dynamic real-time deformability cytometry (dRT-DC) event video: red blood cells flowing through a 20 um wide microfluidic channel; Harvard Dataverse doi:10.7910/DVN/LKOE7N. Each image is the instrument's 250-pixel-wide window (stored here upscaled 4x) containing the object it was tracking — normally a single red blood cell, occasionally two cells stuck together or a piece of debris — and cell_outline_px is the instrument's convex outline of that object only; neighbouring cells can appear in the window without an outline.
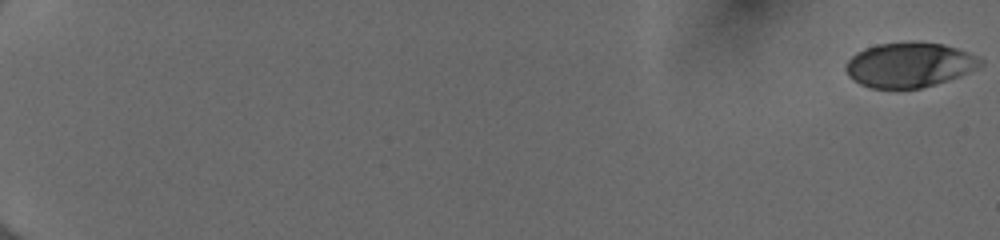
{"species": "human", "species_latin": "Homo sapiens", "temperature_condition": "cold", "stored_images_in_passage": 55, "camera_frame_rate_fps": 3000, "um_per_image_px": 0.085, "donor": {"sex": "female"}, "frame": {"image": 1, "passage_image": 1, "time_ms": 0.0, "image_size_px": [1000, 240], "cell_outline_px": [[984, 64], [980, 68], [960, 76], [936, 84], [920, 88], [872, 88], [860, 84], [852, 80], [848, 76], [844, 68], [844, 64], [856, 52], [864, 48], [876, 44], [944, 44], [980, 56], [984, 60]], "centroid_in_image_um": [77.31, 5.54], "position_along_channel_um": 7.7, "area_um2": 34.97}}
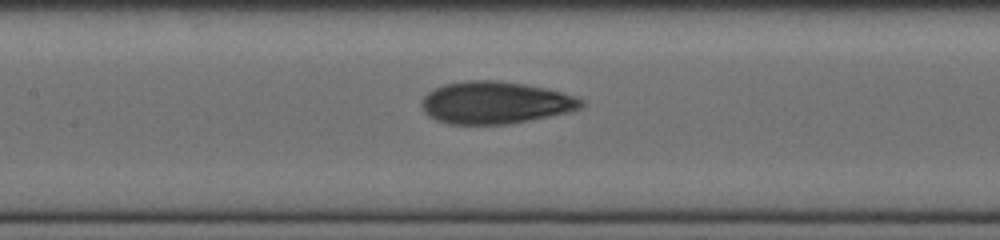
{"frame": {"image": 2, "passage_image": 30, "time_ms": 9.667, "image_size_px": [1000, 240], "cell_outline_px": [[588, 104], [572, 112], [508, 124], [448, 124], [436, 120], [428, 116], [424, 112], [420, 104], [424, 96], [428, 92], [444, 84], [464, 80], [496, 80], [524, 84], [544, 88], [576, 96], [584, 100]], "centroid_in_image_um": [42.11, 8.73], "position_along_channel_um": 165.3, "area_um2": 39.59}}
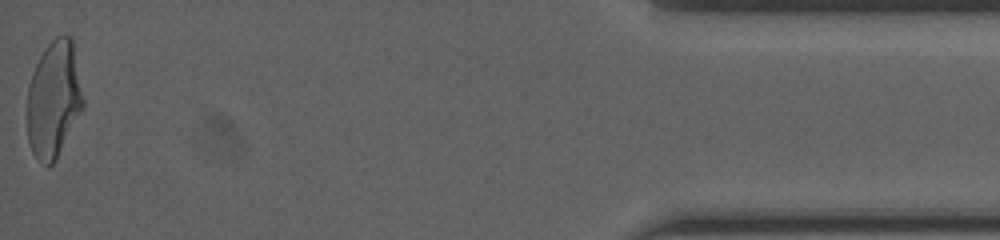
{"frame": {"image": 3, "passage_image": 55, "time_ms": 18.0, "image_size_px": [1000, 240], "cell_outline_px": [[84, 104], [56, 160], [48, 168], [36, 160], [32, 152], [28, 140], [28, 88], [32, 72], [40, 56], [48, 44], [56, 36], [72, 36], [84, 100]], "centroid_in_image_um": [4.56, 8.47], "position_along_channel_um": 430.6, "area_um2": 37.86}, "authors_computed_cell_mechanics": {"area_um2": 37.859, "velocity_mm_per_s": 4.0148, "shape_relaxation_time_tau1_ms": 4.5866, "shape_relaxation_time_tau2_ms": 1.2446, "deformation_change_tau1": 0.1876, "deformation_change_tau2": 0.0639}}